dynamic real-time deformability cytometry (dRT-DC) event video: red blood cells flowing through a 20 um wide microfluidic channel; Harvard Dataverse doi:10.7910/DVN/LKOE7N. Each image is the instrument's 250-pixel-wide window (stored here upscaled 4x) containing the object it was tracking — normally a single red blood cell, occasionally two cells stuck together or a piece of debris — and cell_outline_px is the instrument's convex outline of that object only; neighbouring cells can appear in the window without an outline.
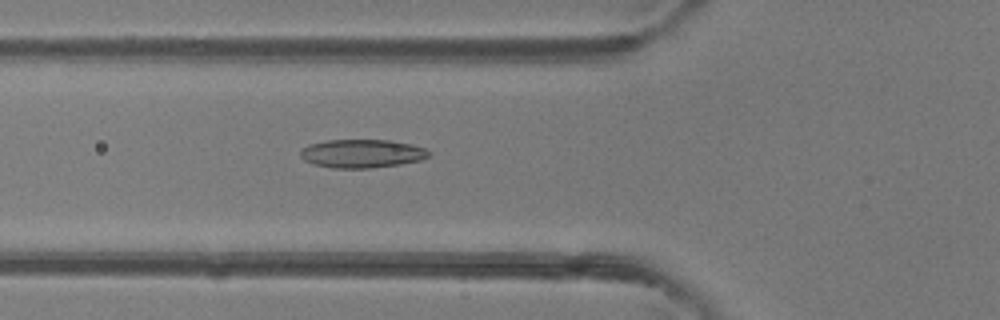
{"species": "common noctule bat (a hibernating species)", "species_latin": "Nyctalus noctula", "temperature_condition": "room temperature", "stored_images_in_passage": 37, "camera_frame_rate_fps": 3000, "um_per_image_px": 0.085, "animal": {"sex": "female"}, "frame": {"image": 1, "passage_image": 7, "time_ms": 2.0, "image_size_px": [1000, 320], "cell_outline_px": [[428, 156], [420, 160], [400, 164], [368, 168], [332, 168], [312, 164], [304, 160], [300, 156], [300, 148], [308, 144], [328, 140], [392, 140], [412, 144], [424, 148], [428, 152]], "centroid_in_image_um": [30.7, 13.05], "position_along_channel_um": 95.1, "area_um2": 21.33}}
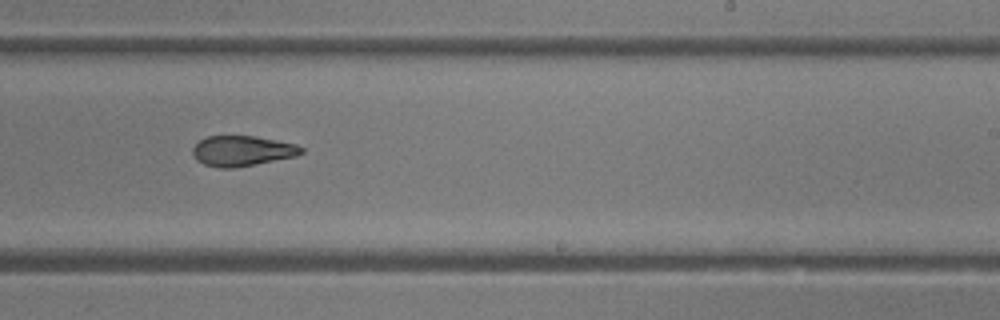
{"frame": {"image": 2, "passage_image": 19, "time_ms": 6.0, "image_size_px": [1000, 320], "cell_outline_px": [[304, 152], [296, 156], [232, 168], [220, 168], [204, 164], [196, 160], [192, 152], [192, 148], [200, 140], [208, 136], [256, 136], [296, 144], [304, 148]], "centroid_in_image_um": [20.58, 12.82], "position_along_channel_um": 268.4, "area_um2": 19.07}}
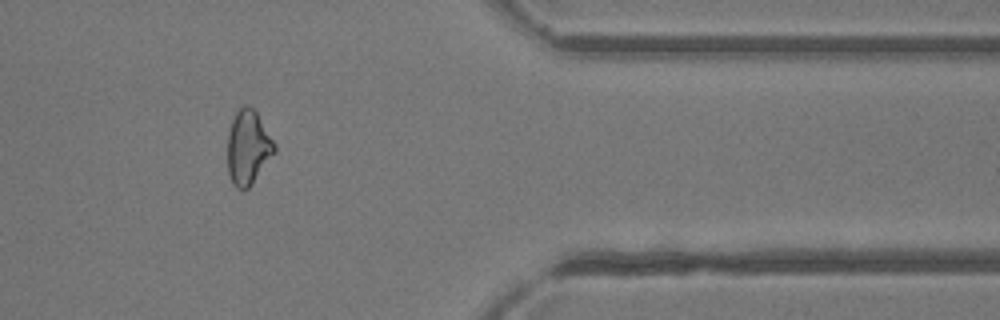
{"frame": {"image": 3, "passage_image": 29, "time_ms": 9.333, "image_size_px": [1000, 320], "cell_outline_px": [[276, 152], [252, 184], [248, 188], [236, 188], [232, 184], [228, 172], [228, 132], [232, 120], [236, 112], [244, 104], [248, 104], [256, 112], [276, 144]], "centroid_in_image_um": [21.09, 12.53], "position_along_channel_um": 390.3, "area_um2": 20.35}, "authors_computed_cell_mechanics": {"area_um2": 20.4612, "velocity_mm_per_s": 4.3201, "shape_relaxation_time_tau1_ms": 10.1624, "shape_relaxation_time_tau2_ms": 2.4624, "deformation_change_tau1": 0.2098, "deformation_change_tau2": 0.0879}}